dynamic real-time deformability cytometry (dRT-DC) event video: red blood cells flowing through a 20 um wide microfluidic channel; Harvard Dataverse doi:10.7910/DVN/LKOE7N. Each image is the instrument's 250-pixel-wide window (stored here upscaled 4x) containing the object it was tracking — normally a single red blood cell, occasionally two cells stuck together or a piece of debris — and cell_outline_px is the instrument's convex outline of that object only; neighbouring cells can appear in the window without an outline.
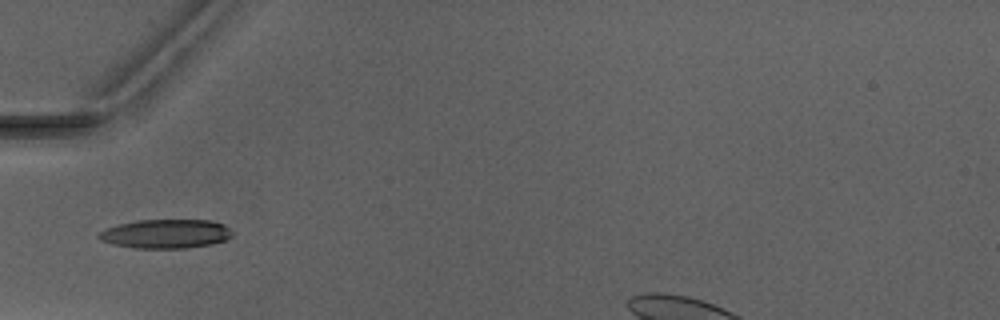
{"species": "Egyptian fruit bat (a non-hibernating species)", "species_latin": "Rousettus aegyptiacus", "temperature_condition": "warm", "stored_images_in_passage": 3, "camera_frame_rate_fps": 3000, "um_per_image_px": 0.085, "animal": {"sex": "male"}, "frame": {"image": 1, "passage_image": 3, "time_ms": 2.333, "image_size_px": [1000, 320], "cell_outline_px": [[232, 236], [228, 240], [212, 244], [184, 248], [136, 248], [112, 244], [100, 240], [96, 236], [100, 232], [108, 228], [120, 224], [136, 220], [212, 220], [224, 224], [232, 232]], "centroid_in_image_um": [14.12, 19.87], "position_along_channel_um": 70.9, "area_um2": 22.6}}